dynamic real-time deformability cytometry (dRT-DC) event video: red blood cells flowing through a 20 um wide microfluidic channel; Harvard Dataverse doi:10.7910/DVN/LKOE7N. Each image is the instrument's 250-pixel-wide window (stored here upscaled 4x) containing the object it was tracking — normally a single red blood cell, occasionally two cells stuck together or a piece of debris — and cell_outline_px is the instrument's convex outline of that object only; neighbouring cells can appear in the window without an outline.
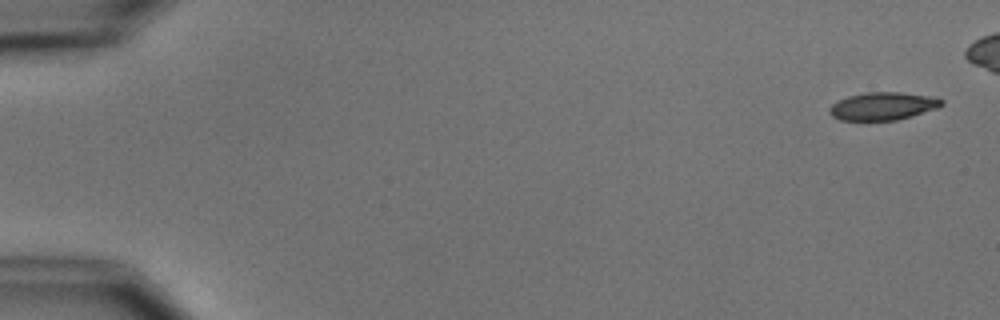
{"species": "common noctule bat (a hibernating species)", "species_latin": "Nyctalus noctula", "temperature_condition": "cold", "stored_images_in_passage": 5, "camera_frame_rate_fps": 3000, "um_per_image_px": 0.085, "animal": {"sex": "male", "body_mass_g": 15.6}, "frame": {"image": 1, "passage_image": 1, "time_ms": 0.0, "image_size_px": [1000, 320], "cell_outline_px": [[944, 104], [936, 108], [912, 116], [896, 120], [840, 120], [832, 116], [828, 112], [828, 108], [832, 104], [848, 96], [868, 92], [900, 92], [928, 96], [944, 100]], "centroid_in_image_um": [75.02, 9.02], "position_along_channel_um": 10.0, "area_um2": 18.03}}